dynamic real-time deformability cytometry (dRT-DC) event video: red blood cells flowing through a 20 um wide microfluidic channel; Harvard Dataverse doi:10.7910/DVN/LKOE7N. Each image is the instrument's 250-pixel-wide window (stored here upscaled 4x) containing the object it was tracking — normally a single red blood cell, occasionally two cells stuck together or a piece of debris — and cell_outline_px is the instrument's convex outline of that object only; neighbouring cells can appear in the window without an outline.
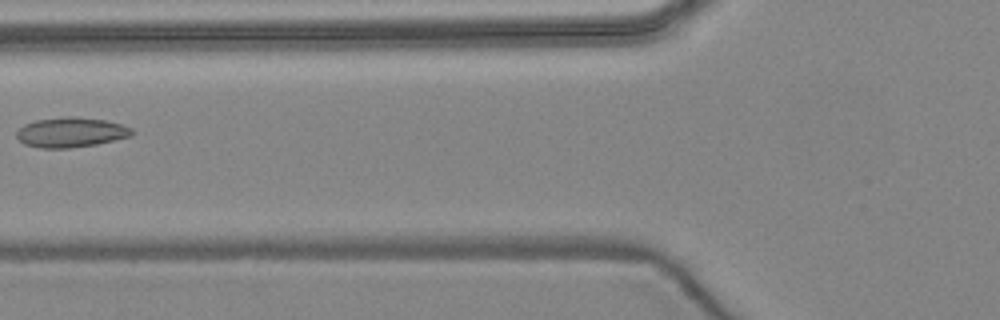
{"species": "common noctule bat (a hibernating species)", "species_latin": "Nyctalus noctula", "temperature_condition": "warm", "stored_images_in_passage": 6, "camera_frame_rate_fps": 3000, "um_per_image_px": 0.085, "animal": {"sex": "female", "body_mass_g": 24.6, "forearm_length_mm": 56.2}, "frame": {"image": 1, "passage_image": 6, "time_ms": 6.0, "image_size_px": [1000, 320], "cell_outline_px": [[136, 132], [132, 136], [96, 144], [68, 148], [40, 148], [24, 144], [16, 136], [16, 132], [24, 124], [36, 120], [64, 116], [76, 116], [104, 120], [120, 124], [132, 128]], "centroid_in_image_um": [6.04, 11.24], "position_along_channel_um": 119.8, "area_um2": 20.17}}